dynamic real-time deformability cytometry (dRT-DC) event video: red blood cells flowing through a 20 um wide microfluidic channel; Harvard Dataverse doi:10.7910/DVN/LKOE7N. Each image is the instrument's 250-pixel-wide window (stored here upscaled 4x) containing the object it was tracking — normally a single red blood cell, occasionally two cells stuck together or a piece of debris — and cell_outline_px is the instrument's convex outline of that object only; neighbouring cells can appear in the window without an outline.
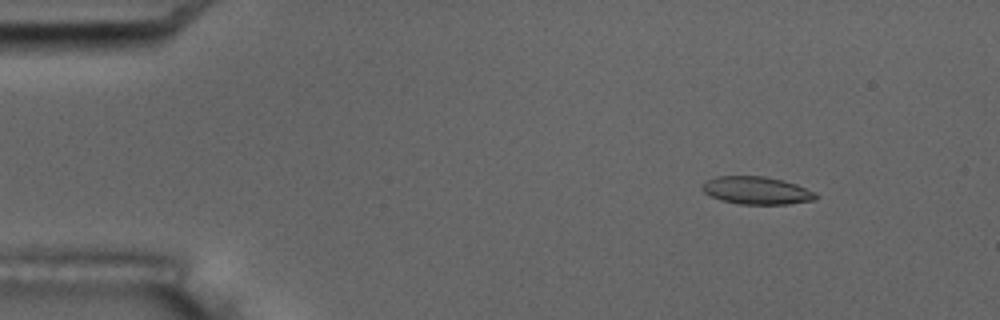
{"species": "common noctule bat (a hibernating species)", "species_latin": "Nyctalus noctula", "temperature_condition": "room temperature", "stored_images_in_passage": 4, "camera_frame_rate_fps": 3000, "um_per_image_px": 0.085, "animal": {"sex": "male", "body_mass_g": 17.5, "forearm_length_mm": 52.3}, "frame": {"image": 1, "passage_image": 2, "time_ms": 2.0, "image_size_px": [1000, 320], "cell_outline_px": [[820, 196], [816, 200], [788, 204], [736, 204], [720, 200], [704, 192], [700, 188], [708, 180], [716, 176], [764, 176], [784, 180], [796, 184], [816, 192]], "centroid_in_image_um": [64.36, 16.19], "position_along_channel_um": 20.6, "area_um2": 18.5}}